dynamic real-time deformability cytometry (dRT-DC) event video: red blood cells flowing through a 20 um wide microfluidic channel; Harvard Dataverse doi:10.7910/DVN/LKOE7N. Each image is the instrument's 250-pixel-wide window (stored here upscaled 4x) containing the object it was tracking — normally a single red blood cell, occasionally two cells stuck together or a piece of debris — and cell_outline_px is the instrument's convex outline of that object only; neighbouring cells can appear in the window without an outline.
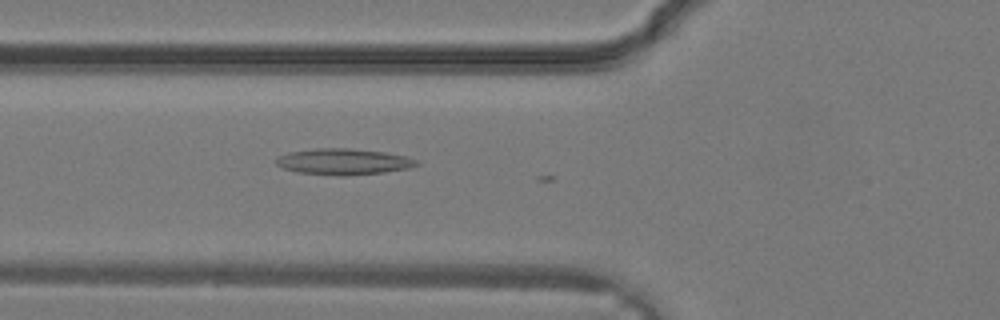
{"species": "common noctule bat (a hibernating species)", "species_latin": "Nyctalus noctula", "temperature_condition": "warm", "stored_images_in_passage": 4, "camera_frame_rate_fps": 3000, "um_per_image_px": 0.085, "animal": {"sex": "male", "body_mass_g": 19.2, "forearm_length_mm": 51.8}, "frame": {"image": 1, "passage_image": 3, "time_ms": 0.667, "image_size_px": [1000, 320], "cell_outline_px": [[420, 164], [408, 168], [384, 172], [340, 176], [296, 172], [284, 168], [276, 164], [276, 156], [288, 152], [316, 148], [348, 148], [384, 152], [404, 156], [416, 160]], "centroid_in_image_um": [29.14, 13.74], "position_along_channel_um": 96.7, "area_um2": 21.27}}